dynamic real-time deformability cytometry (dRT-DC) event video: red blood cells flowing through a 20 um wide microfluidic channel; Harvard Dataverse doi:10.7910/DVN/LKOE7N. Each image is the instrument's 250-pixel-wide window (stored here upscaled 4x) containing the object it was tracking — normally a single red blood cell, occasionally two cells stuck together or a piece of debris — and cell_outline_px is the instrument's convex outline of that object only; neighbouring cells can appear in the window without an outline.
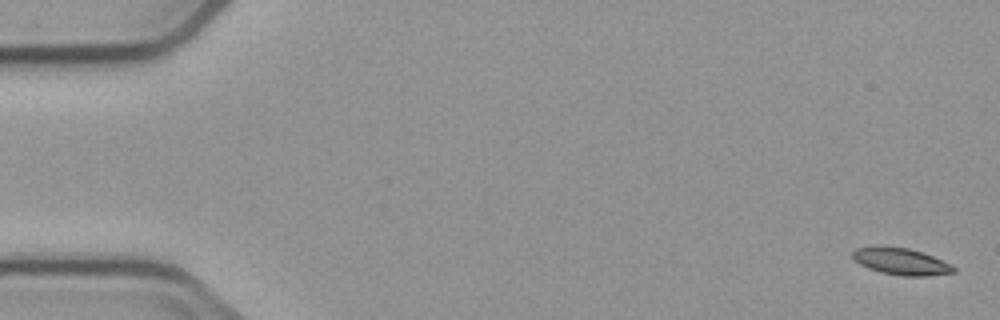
{"species": "common noctule bat (a hibernating species)", "species_latin": "Nyctalus noctula", "temperature_condition": "cold", "stored_images_in_passage": 5, "camera_frame_rate_fps": 3000, "um_per_image_px": 0.085, "animal": {"sex": "male", "body_mass_g": 23.1, "forearm_length_mm": 52.7}, "frame": {"image": 1, "passage_image": 1, "time_ms": 0.0, "image_size_px": [1000, 320], "cell_outline_px": [[956, 272], [928, 276], [900, 276], [880, 272], [868, 268], [860, 264], [852, 256], [852, 252], [856, 248], [880, 244], [908, 248], [932, 256], [952, 264], [956, 268]], "centroid_in_image_um": [76.57, 22.21], "position_along_channel_um": 8.4, "area_um2": 16.07}}
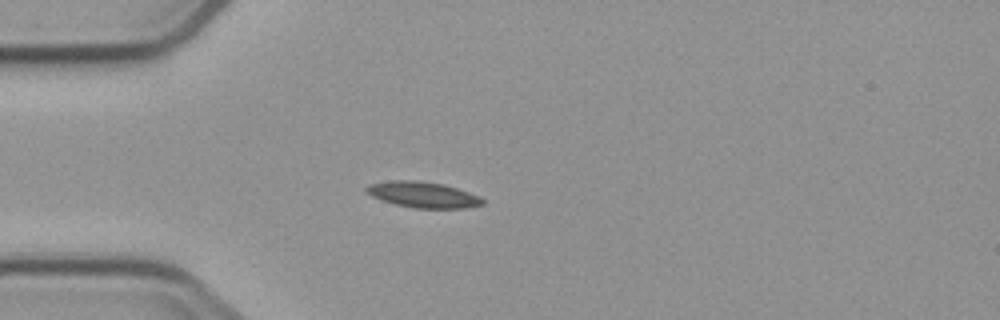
{"frame": {"image": 2, "passage_image": 4, "time_ms": 4.667, "image_size_px": [1000, 320], "cell_outline_px": [[484, 204], [464, 208], [416, 208], [396, 204], [372, 196], [364, 192], [364, 188], [372, 184], [392, 180], [416, 180], [444, 184], [480, 196], [484, 200]], "centroid_in_image_um": [35.96, 16.54], "position_along_channel_um": 49.0, "area_um2": 17.34}}